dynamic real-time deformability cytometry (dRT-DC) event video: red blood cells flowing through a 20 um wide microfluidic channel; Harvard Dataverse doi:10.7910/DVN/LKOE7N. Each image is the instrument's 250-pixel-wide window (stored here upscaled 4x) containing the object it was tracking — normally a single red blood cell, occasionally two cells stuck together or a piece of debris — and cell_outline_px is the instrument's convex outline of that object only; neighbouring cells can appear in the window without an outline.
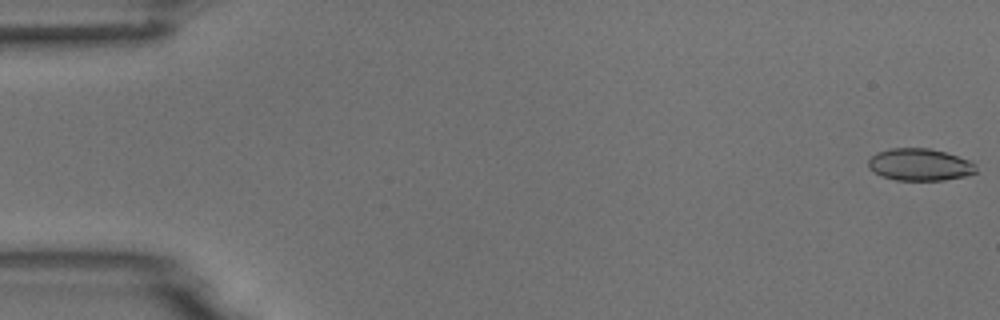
{"species": "common noctule bat (a hibernating species)", "species_latin": "Nyctalus noctula", "temperature_condition": "room temperature", "stored_images_in_passage": 28, "camera_frame_rate_fps": 3000, "um_per_image_px": 0.085, "animal": {"sex": "male", "body_mass_g": 18.8}, "frame": {"image": 1, "passage_image": 1, "time_ms": 0.0, "image_size_px": [1000, 320], "cell_outline_px": [[976, 172], [968, 176], [944, 180], [896, 180], [880, 176], [868, 168], [868, 160], [876, 152], [888, 148], [928, 148], [944, 152], [968, 160], [976, 164]], "centroid_in_image_um": [78.15, 14.0], "position_along_channel_um": 6.8, "area_um2": 20.29}}
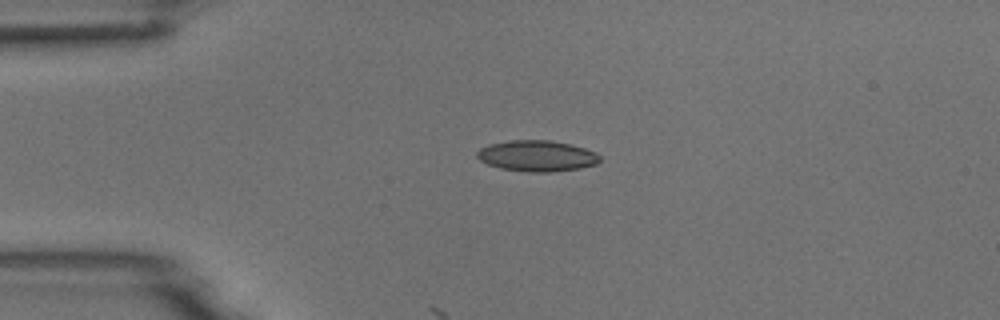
{"frame": {"image": 2, "passage_image": 13, "time_ms": 4.0, "image_size_px": [1000, 320], "cell_outline_px": [[600, 160], [596, 164], [580, 168], [552, 172], [528, 172], [500, 168], [488, 164], [480, 160], [476, 156], [476, 152], [480, 148], [488, 144], [512, 140], [552, 140], [572, 144], [596, 152], [600, 156]], "centroid_in_image_um": [45.64, 13.25], "position_along_channel_um": 39.4, "area_um2": 22.31}}